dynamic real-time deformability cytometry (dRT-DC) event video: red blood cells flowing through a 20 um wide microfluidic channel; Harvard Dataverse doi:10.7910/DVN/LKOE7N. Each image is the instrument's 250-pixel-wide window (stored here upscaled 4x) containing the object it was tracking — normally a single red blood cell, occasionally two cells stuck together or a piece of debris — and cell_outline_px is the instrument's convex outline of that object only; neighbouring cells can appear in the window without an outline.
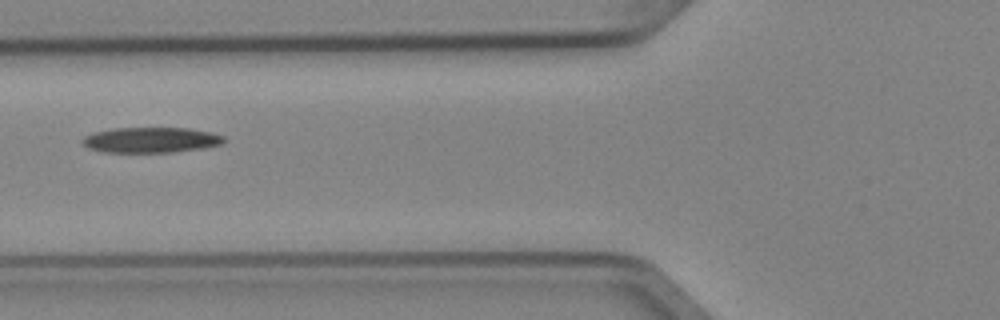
{"species": "Egyptian fruit bat (a non-hibernating species)", "species_latin": "Rousettus aegyptiacus", "temperature_condition": "cold", "stored_images_in_passage": 3, "camera_frame_rate_fps": 3000, "um_per_image_px": 0.085, "animal": {"sex": "female"}, "frame": {"image": 1, "passage_image": 2, "time_ms": 0.333, "image_size_px": [1000, 320], "cell_outline_px": [[224, 144], [204, 148], [172, 152], [104, 152], [88, 148], [80, 140], [84, 136], [92, 132], [112, 128], [188, 128], [212, 132], [224, 136]], "centroid_in_image_um": [12.83, 11.89], "position_along_channel_um": 113.0, "area_um2": 21.15}}
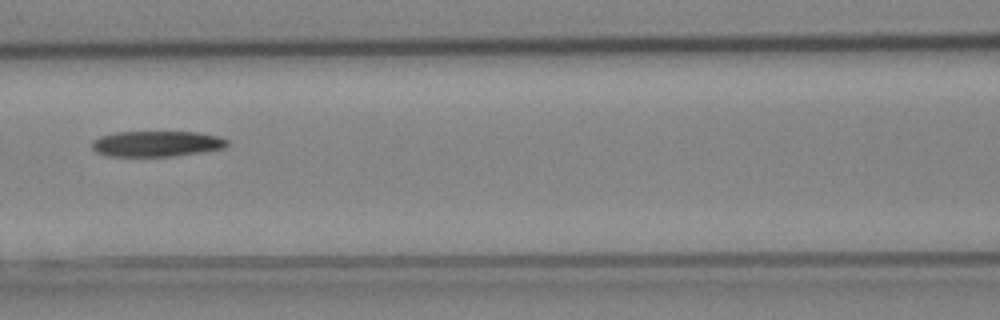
{"frame": {"image": 2, "passage_image": 3, "time_ms": 0.667, "image_size_px": [1000, 320], "cell_outline_px": [[228, 144], [224, 148], [200, 152], [172, 156], [108, 156], [96, 152], [92, 148], [92, 140], [100, 136], [112, 132], [196, 132], [220, 136], [228, 140]], "centroid_in_image_um": [13.29, 12.21], "position_along_channel_um": 153.3, "area_um2": 20.29}}